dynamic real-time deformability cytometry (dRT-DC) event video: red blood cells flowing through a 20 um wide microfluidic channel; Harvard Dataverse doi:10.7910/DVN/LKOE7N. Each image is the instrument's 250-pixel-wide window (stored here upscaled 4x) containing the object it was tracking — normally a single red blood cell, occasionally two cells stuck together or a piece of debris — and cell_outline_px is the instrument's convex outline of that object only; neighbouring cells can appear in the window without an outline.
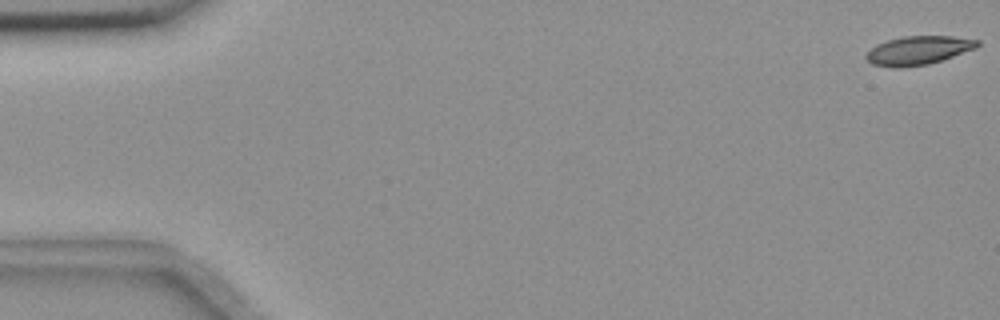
{"species": "common noctule bat (a hibernating species)", "species_latin": "Nyctalus noctula", "temperature_condition": "room temperature", "stored_images_in_passage": 56, "camera_frame_rate_fps": 3000, "um_per_image_px": 0.085, "animal": {"sex": "female", "body_mass_g": 18.4}, "frame": {"image": 1, "passage_image": 1, "time_ms": 0.0, "image_size_px": [1000, 320], "cell_outline_px": [[980, 44], [976, 48], [928, 64], [900, 68], [896, 68], [872, 64], [864, 56], [876, 44], [888, 40], [904, 36], [952, 36], [980, 40]], "centroid_in_image_um": [78.05, 4.28], "position_along_channel_um": 6.9, "area_um2": 18.44}}
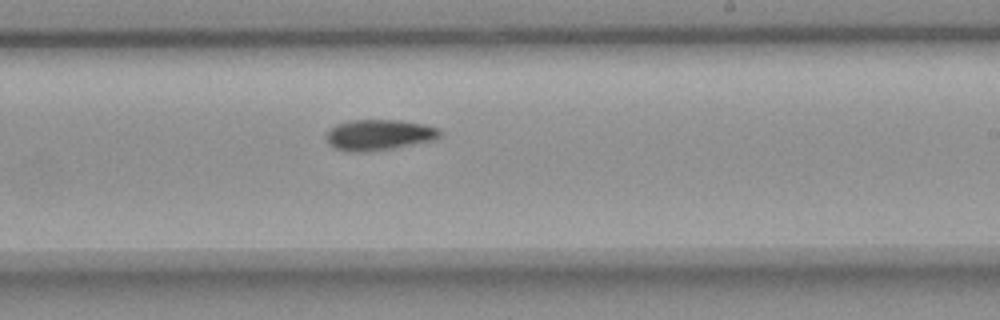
{"frame": {"image": 2, "passage_image": 34, "time_ms": 11.0, "image_size_px": [1000, 320], "cell_outline_px": [[440, 136], [432, 140], [392, 148], [368, 152], [352, 152], [336, 148], [328, 144], [328, 132], [336, 124], [352, 120], [400, 120], [424, 124], [436, 128], [440, 132]], "centroid_in_image_um": [32.2, 11.46], "position_along_channel_um": 256.8, "area_um2": 20.0}}
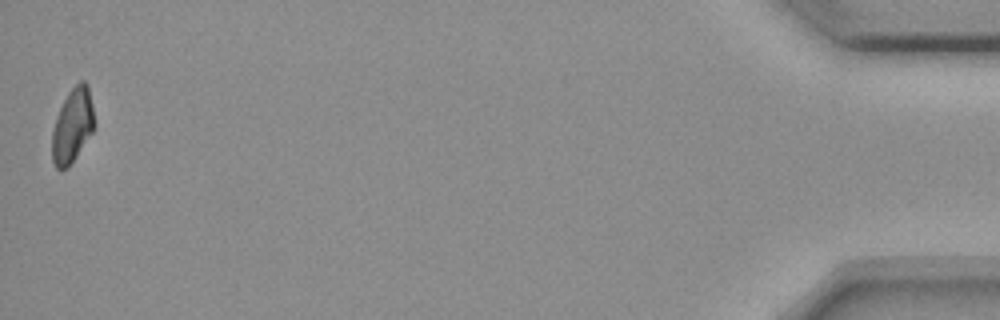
{"frame": {"image": 3, "passage_image": 56, "time_ms": 18.333, "image_size_px": [1000, 320], "cell_outline_px": [[96, 124], [92, 132], [68, 168], [56, 168], [52, 160], [52, 132], [56, 116], [68, 92], [80, 80], [84, 80], [88, 84]], "centroid_in_image_um": [6.17, 10.65], "position_along_channel_um": 429.0, "area_um2": 18.26}, "authors_computed_cell_mechanics": {"area_um2": 19.3052, "velocity_mm_per_s": 3.6252, "shape_relaxation_time_tau1_ms": 7.6991, "shape_relaxation_time_tau2_ms": null, "deformation_change_tau1": 0.1538, "deformation_change_tau2": null}}